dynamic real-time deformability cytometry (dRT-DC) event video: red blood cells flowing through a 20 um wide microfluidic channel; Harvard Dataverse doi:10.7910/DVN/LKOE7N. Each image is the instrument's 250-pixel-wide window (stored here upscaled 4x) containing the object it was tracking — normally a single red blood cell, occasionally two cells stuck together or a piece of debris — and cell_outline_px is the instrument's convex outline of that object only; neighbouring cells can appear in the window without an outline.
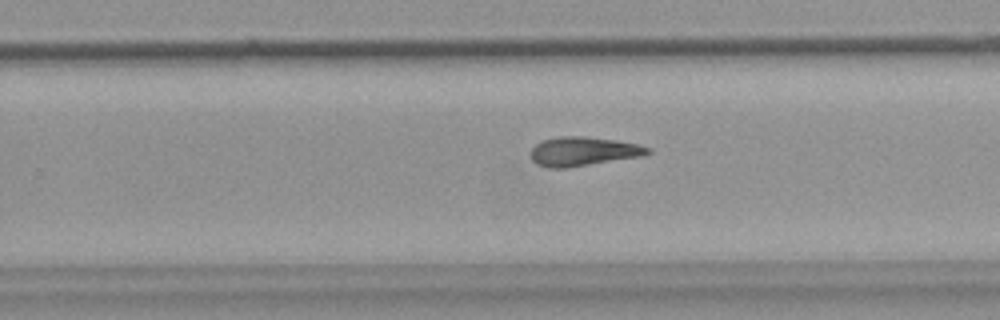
{"species": "common noctule bat (a hibernating species)", "species_latin": "Nyctalus noctula", "temperature_condition": "warm", "stored_images_in_passage": 29, "camera_frame_rate_fps": 3000, "um_per_image_px": 0.085, "animal": {"sex": "female", "body_mass_g": 18.4}, "frame": {"image": 1, "passage_image": 21, "time_ms": 6.667, "image_size_px": [1000, 320], "cell_outline_px": [[652, 152], [640, 156], [568, 168], [548, 168], [536, 164], [532, 160], [532, 148], [540, 140], [560, 136], [584, 136], [616, 140], [636, 144], [652, 148]], "centroid_in_image_um": [49.55, 12.86], "position_along_channel_um": 280.3, "area_um2": 19.83}}